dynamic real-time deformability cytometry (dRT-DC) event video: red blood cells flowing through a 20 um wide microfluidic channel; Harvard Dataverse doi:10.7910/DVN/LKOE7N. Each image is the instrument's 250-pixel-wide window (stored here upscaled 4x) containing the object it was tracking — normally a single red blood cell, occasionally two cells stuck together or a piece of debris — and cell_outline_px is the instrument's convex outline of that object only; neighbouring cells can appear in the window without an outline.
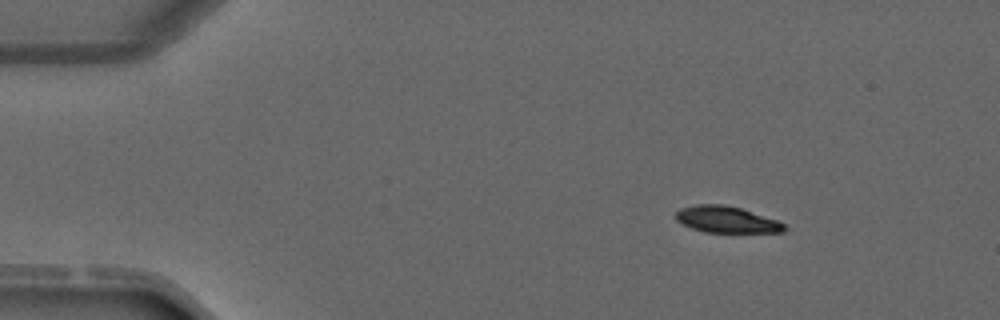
{"species": "common noctule bat (a hibernating species)", "species_latin": "Nyctalus noctula", "temperature_condition": "warm", "stored_images_in_passage": 3, "camera_frame_rate_fps": 3000, "um_per_image_px": 0.085, "animal": {"sex": "male", "forearm_length_mm": 52.5}, "frame": {"image": 1, "passage_image": 1, "time_ms": 0.0, "image_size_px": [1000, 320], "cell_outline_px": [[788, 228], [784, 232], [704, 232], [692, 228], [676, 220], [676, 212], [680, 208], [696, 204], [724, 204], [740, 208], [776, 220], [784, 224]], "centroid_in_image_um": [61.74, 18.66], "position_along_channel_um": 23.3, "area_um2": 16.59}}
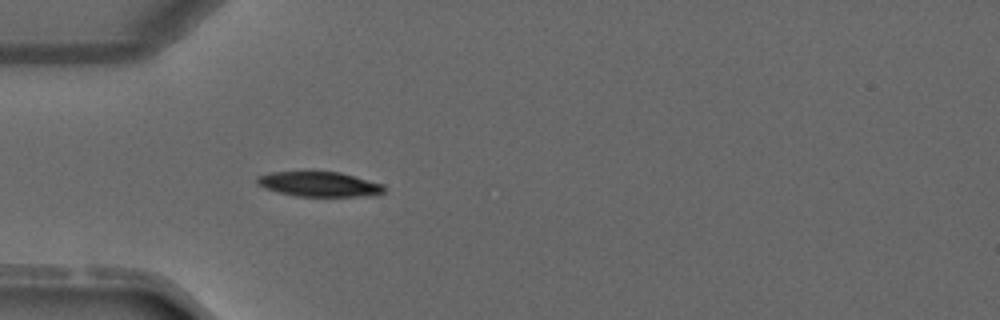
{"frame": {"image": 2, "passage_image": 3, "time_ms": 2.333, "image_size_px": [1000, 320], "cell_outline_px": [[384, 192], [376, 196], [296, 196], [264, 188], [256, 184], [256, 176], [268, 172], [340, 172], [384, 184]], "centroid_in_image_um": [27.14, 15.65], "position_along_channel_um": 57.9, "area_um2": 18.5}}